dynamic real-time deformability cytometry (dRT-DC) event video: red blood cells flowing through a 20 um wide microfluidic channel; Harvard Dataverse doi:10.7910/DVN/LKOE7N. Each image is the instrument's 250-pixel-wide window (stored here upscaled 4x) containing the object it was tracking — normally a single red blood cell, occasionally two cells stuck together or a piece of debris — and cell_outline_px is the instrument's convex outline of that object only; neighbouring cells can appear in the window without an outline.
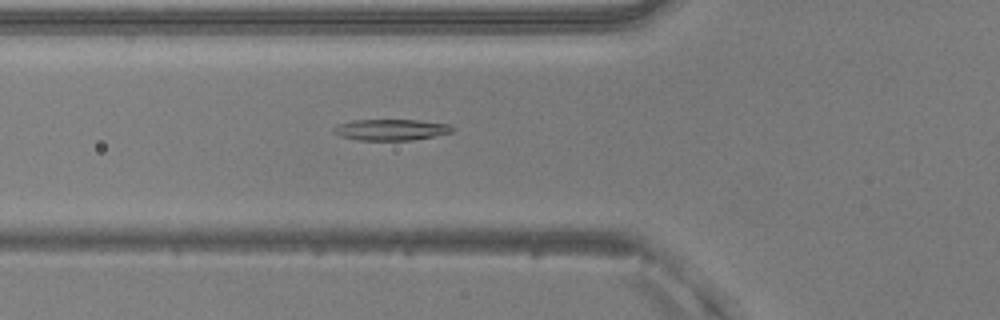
{"species": "common noctule bat (a hibernating species)", "species_latin": "Nyctalus noctula", "temperature_condition": "warm", "stored_images_in_passage": 37, "camera_frame_rate_fps": 3000, "um_per_image_px": 0.085, "animal": {"sex": "male", "body_mass_g": 20.5, "forearm_length_mm": 52.5}, "frame": {"image": 1, "passage_image": 5, "time_ms": 1.333, "image_size_px": [1000, 320], "cell_outline_px": [[456, 128], [452, 132], [412, 140], [360, 140], [340, 136], [332, 132], [332, 128], [336, 124], [352, 120], [416, 120], [448, 124]], "centroid_in_image_um": [33.18, 11.02], "position_along_channel_um": 92.6, "area_um2": 14.62}}
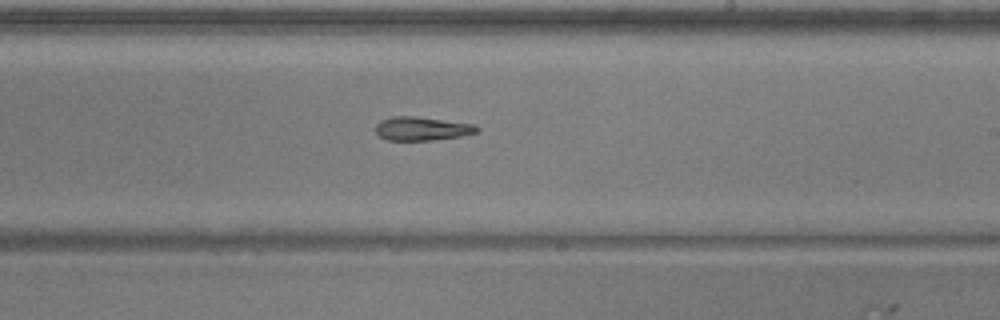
{"frame": {"image": 2, "passage_image": 17, "time_ms": 5.333, "image_size_px": [1000, 320], "cell_outline_px": [[480, 128], [476, 132], [464, 136], [432, 140], [388, 140], [380, 136], [376, 132], [376, 124], [380, 120], [392, 116], [416, 116], [476, 124]], "centroid_in_image_um": [35.89, 10.92], "position_along_channel_um": 253.1, "area_um2": 14.1}}
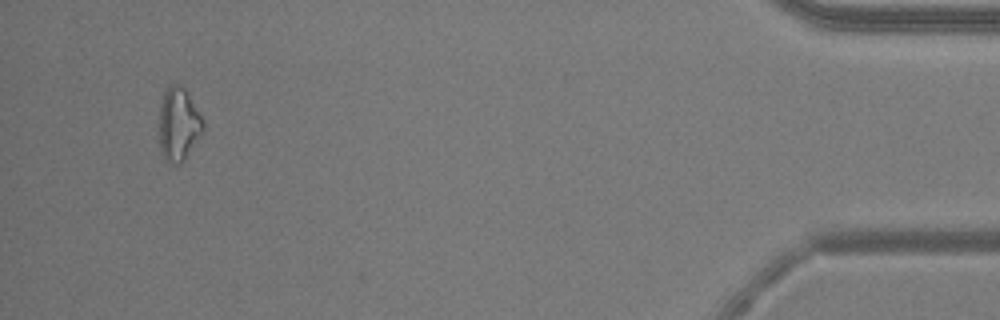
{"frame": {"image": 3, "passage_image": 35, "time_ms": 11.333, "image_size_px": [1000, 320], "cell_outline_px": [[204, 128], [200, 136], [184, 160], [180, 164], [168, 164], [160, 152], [160, 104], [164, 92], [168, 84], [176, 84], [184, 88], [204, 120]], "centroid_in_image_um": [15.17, 10.58], "position_along_channel_um": 420.0, "area_um2": 18.73}, "authors_computed_cell_mechanics": {"area_um2": 14.5656, "velocity_mm_per_s": 4.0012, "shape_relaxation_time_tau1_ms": null, "shape_relaxation_time_tau2_ms": 5.4301, "deformation_change_tau1": null, "deformation_change_tau2": 0.1824}}